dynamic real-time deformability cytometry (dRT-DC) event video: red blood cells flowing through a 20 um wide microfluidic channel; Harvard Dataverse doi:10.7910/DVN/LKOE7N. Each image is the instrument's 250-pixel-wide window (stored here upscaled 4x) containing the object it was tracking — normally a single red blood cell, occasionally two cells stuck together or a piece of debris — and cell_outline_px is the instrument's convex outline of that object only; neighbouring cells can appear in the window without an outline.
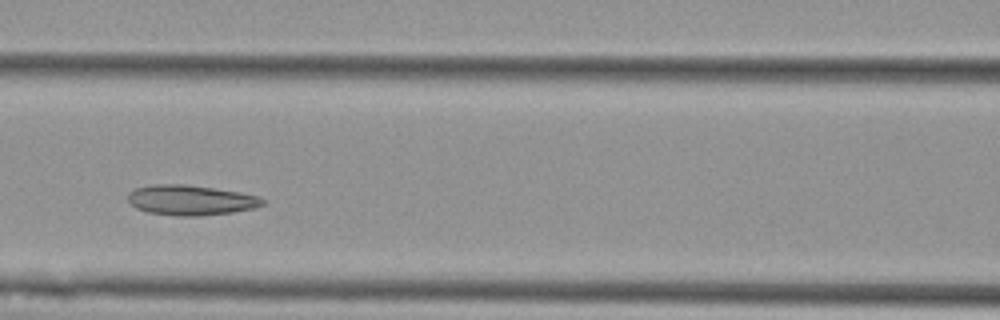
{"species": "Egyptian fruit bat (a non-hibernating species)", "species_latin": "Rousettus aegyptiacus", "temperature_condition": "cold", "stored_images_in_passage": 8, "camera_frame_rate_fps": 3000, "um_per_image_px": 0.085, "animal": {"sex": "female"}, "frame": {"image": 1, "passage_image": 5, "time_ms": 4.667, "image_size_px": [1000, 320], "cell_outline_px": [[268, 200], [264, 204], [256, 208], [232, 212], [200, 216], [176, 216], [148, 212], [136, 208], [128, 200], [128, 192], [136, 188], [152, 184], [188, 184], [240, 192], [260, 196]], "centroid_in_image_um": [16.25, 17.0], "position_along_channel_um": 150.3, "area_um2": 23.93}}
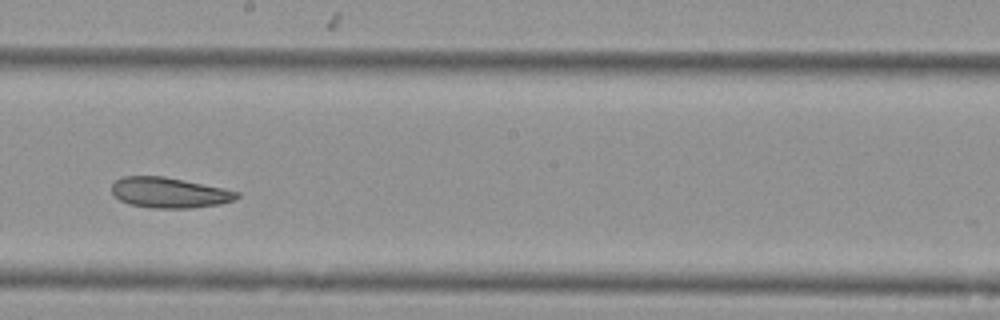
{"frame": {"image": 2, "passage_image": 7, "time_ms": 7.0, "image_size_px": [1000, 320], "cell_outline_px": [[240, 196], [236, 200], [220, 204], [192, 208], [152, 208], [128, 204], [120, 200], [112, 192], [112, 184], [120, 176], [164, 176], [224, 188], [240, 192]], "centroid_in_image_um": [14.41, 16.37], "position_along_channel_um": 233.8, "area_um2": 22.37}}
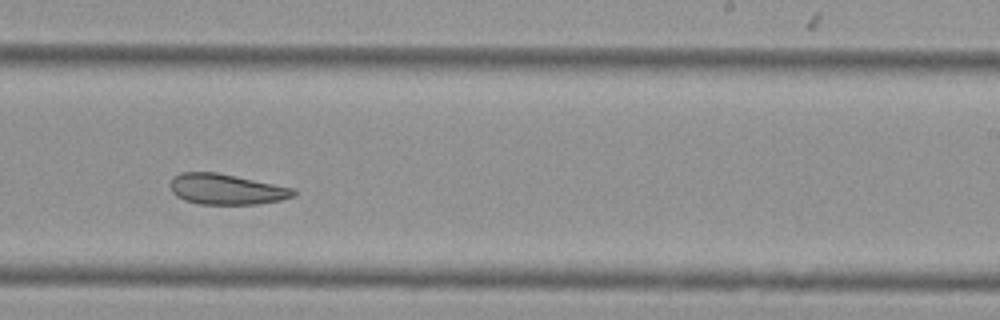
{"frame": {"image": 3, "passage_image": 8, "time_ms": 8.0, "image_size_px": [1000, 320], "cell_outline_px": [[296, 192], [292, 196], [280, 200], [256, 204], [200, 204], [184, 200], [176, 196], [172, 192], [168, 184], [172, 176], [180, 172], [216, 172], [296, 188]], "centroid_in_image_um": [19.19, 16.07], "position_along_channel_um": 269.8, "area_um2": 22.14}}